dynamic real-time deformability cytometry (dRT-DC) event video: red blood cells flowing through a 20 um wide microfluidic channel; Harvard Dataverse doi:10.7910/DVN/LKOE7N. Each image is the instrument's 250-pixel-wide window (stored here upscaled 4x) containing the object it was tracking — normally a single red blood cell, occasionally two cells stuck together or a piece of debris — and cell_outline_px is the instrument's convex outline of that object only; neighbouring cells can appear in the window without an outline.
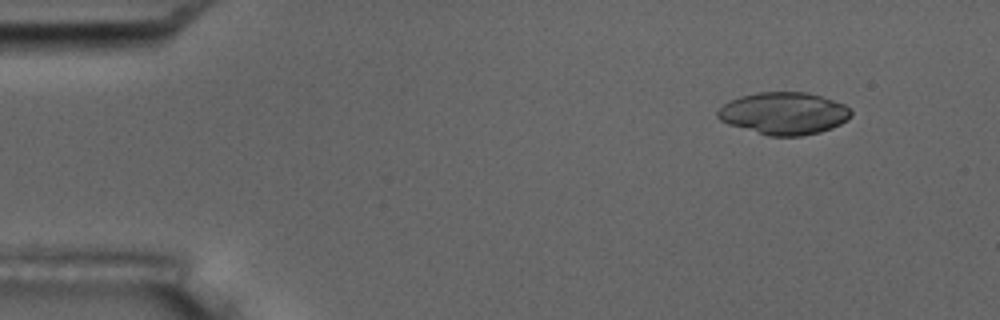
{"species": "common noctule bat (a hibernating species)", "species_latin": "Nyctalus noctula", "temperature_condition": "room temperature", "stored_images_in_passage": 10, "camera_frame_rate_fps": 3000, "um_per_image_px": 0.085, "animal": {"sex": "male", "body_mass_g": 17.5, "forearm_length_mm": 52.3}, "frame": {"image": 1, "passage_image": 2, "time_ms": 1.0, "image_size_px": [1000, 320], "cell_outline_px": [[852, 116], [848, 120], [832, 128], [820, 132], [800, 136], [768, 136], [728, 124], [720, 120], [716, 116], [716, 112], [724, 104], [740, 96], [760, 92], [808, 92], [844, 104], [852, 108]], "centroid_in_image_um": [66.66, 9.64], "position_along_channel_um": 18.3, "area_um2": 32.95}}